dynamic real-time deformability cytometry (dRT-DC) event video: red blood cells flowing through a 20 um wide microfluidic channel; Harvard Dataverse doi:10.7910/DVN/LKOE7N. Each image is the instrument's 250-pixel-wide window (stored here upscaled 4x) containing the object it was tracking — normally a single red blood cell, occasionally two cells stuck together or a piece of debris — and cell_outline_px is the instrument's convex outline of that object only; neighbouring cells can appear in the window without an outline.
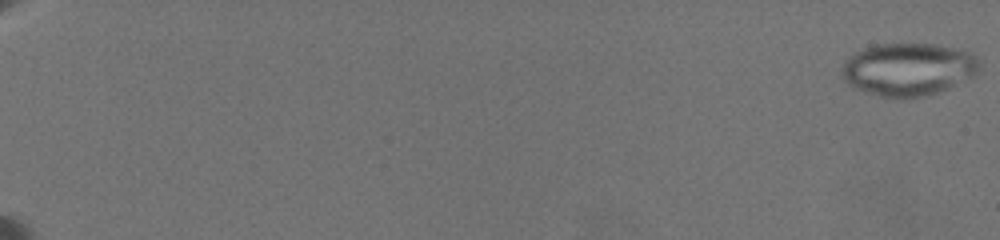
{"species": "common noctule bat (a hibernating species)", "species_latin": "Nyctalus noctula", "temperature_condition": "warm", "stored_images_in_passage": 25, "camera_frame_rate_fps": 3000, "um_per_image_px": 0.085, "animal": {"sex": "female", "body_mass_g": 19.5, "forearm_length_mm": 54.1}, "frame": {"image": 1, "passage_image": 1, "time_ms": 0.0, "image_size_px": [1000, 240], "cell_outline_px": [[980, 68], [972, 76], [948, 88], [936, 92], [920, 96], [900, 100], [880, 96], [864, 92], [856, 88], [844, 80], [844, 64], [856, 52], [872, 44], [936, 44], [968, 52], [976, 56], [980, 64]], "centroid_in_image_um": [77.21, 5.9], "position_along_channel_um": 7.8, "area_um2": 41.85}}